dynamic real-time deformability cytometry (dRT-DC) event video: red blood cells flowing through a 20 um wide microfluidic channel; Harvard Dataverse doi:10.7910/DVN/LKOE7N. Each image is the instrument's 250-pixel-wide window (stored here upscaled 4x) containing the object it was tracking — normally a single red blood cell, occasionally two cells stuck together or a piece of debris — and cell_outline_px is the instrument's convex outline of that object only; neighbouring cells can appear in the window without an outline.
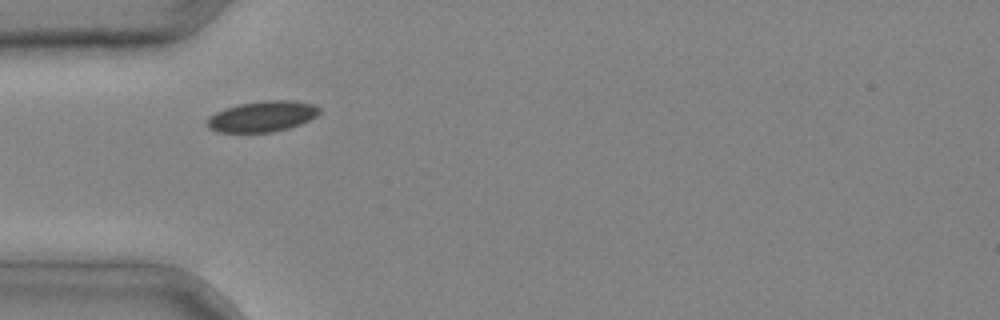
{"species": "common noctule bat (a hibernating species)", "species_latin": "Nyctalus noctula", "temperature_condition": "cold", "stored_images_in_passage": 5, "camera_frame_rate_fps": 3000, "um_per_image_px": 0.085, "animal": {"sex": "male", "body_mass_g": 20.4}, "frame": {"image": 1, "passage_image": 4, "time_ms": 1.0, "image_size_px": [1000, 320], "cell_outline_px": [[320, 112], [316, 116], [300, 124], [288, 128], [272, 132], [220, 132], [208, 128], [204, 124], [208, 116], [224, 108], [240, 104], [268, 100], [292, 100], [312, 104], [320, 108]], "centroid_in_image_um": [22.25, 9.9], "position_along_channel_um": 62.8, "area_um2": 20.11}}